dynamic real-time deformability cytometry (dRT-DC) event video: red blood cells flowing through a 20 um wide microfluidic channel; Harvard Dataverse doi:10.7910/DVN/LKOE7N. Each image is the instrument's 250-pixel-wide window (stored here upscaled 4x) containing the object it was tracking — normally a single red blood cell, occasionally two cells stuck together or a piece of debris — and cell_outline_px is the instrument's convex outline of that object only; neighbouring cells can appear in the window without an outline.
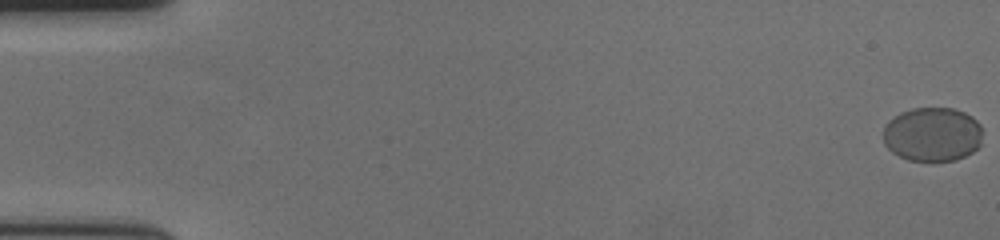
{"species": "human", "species_latin": "Homo sapiens", "temperature_condition": "cold", "stored_images_in_passage": 59, "camera_frame_rate_fps": 3000, "um_per_image_px": 0.085, "donor": {"sex": "female"}, "frame": {"image": 1, "passage_image": 1, "time_ms": 0.0, "image_size_px": [1000, 240], "cell_outline_px": [[984, 132], [980, 144], [972, 152], [956, 160], [932, 164], [908, 160], [892, 152], [884, 144], [884, 124], [888, 120], [900, 112], [912, 108], [952, 108], [964, 112], [972, 116], [980, 124]], "centroid_in_image_um": [79.26, 11.45], "position_along_channel_um": 5.7, "area_um2": 32.25}}
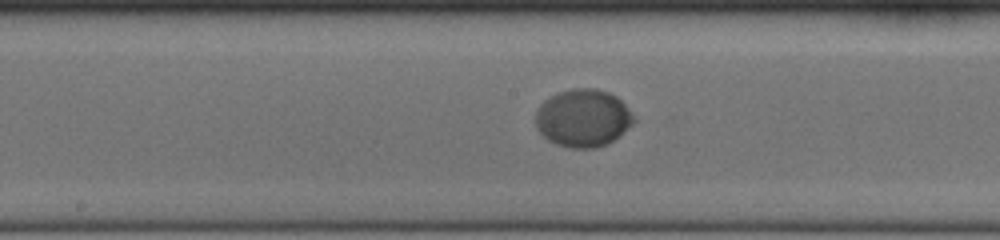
{"frame": {"image": 2, "passage_image": 32, "time_ms": 10.333, "image_size_px": [1000, 240], "cell_outline_px": [[636, 120], [632, 124], [608, 144], [596, 148], [568, 148], [556, 144], [548, 140], [536, 128], [536, 108], [544, 100], [556, 92], [572, 88], [596, 88], [608, 92], [616, 96], [628, 108]], "centroid_in_image_um": [49.53, 10.03], "position_along_channel_um": 198.7, "area_um2": 33.18}}
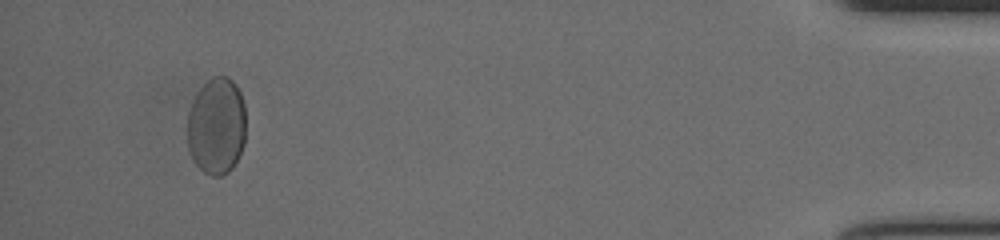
{"frame": {"image": 3, "passage_image": 56, "time_ms": 18.333, "image_size_px": [1000, 240], "cell_outline_px": [[244, 144], [232, 168], [228, 172], [220, 176], [212, 176], [204, 172], [192, 160], [188, 148], [188, 112], [192, 100], [196, 92], [212, 76], [228, 76], [232, 80], [240, 92], [244, 104]], "centroid_in_image_um": [18.39, 10.7], "position_along_channel_um": 416.8, "area_um2": 33.18}, "authors_computed_cell_mechanics": {"area_um2": 32.368, "velocity_mm_per_s": 3.6193, "shape_relaxation_time_tau1_ms": 4.6096, "shape_relaxation_time_tau2_ms": null, "deformation_change_tau1": 0.0858, "deformation_change_tau2": null}}